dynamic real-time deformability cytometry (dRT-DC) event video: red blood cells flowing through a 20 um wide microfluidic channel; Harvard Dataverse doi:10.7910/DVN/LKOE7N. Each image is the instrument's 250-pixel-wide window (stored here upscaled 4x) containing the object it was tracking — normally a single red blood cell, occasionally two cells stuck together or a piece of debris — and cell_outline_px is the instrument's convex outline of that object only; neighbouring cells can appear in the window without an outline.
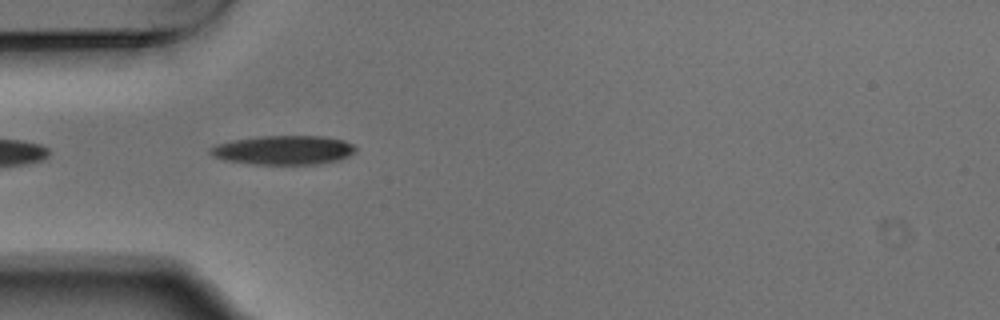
{"species": "Egyptian fruit bat (a non-hibernating species)", "species_latin": "Rousettus aegyptiacus", "temperature_condition": "warm", "stored_images_in_passage": 4, "camera_frame_rate_fps": 3000, "um_per_image_px": 0.085, "animal": {"sex": "male"}, "frame": {"image": 1, "passage_image": 2, "time_ms": 0.333, "image_size_px": [1000, 320], "cell_outline_px": [[356, 152], [340, 160], [320, 164], [252, 164], [224, 160], [212, 156], [208, 152], [208, 148], [216, 144], [232, 140], [260, 136], [324, 136], [344, 140], [352, 144], [356, 148]], "centroid_in_image_um": [24.09, 12.76], "position_along_channel_um": 60.9, "area_um2": 24.91}}
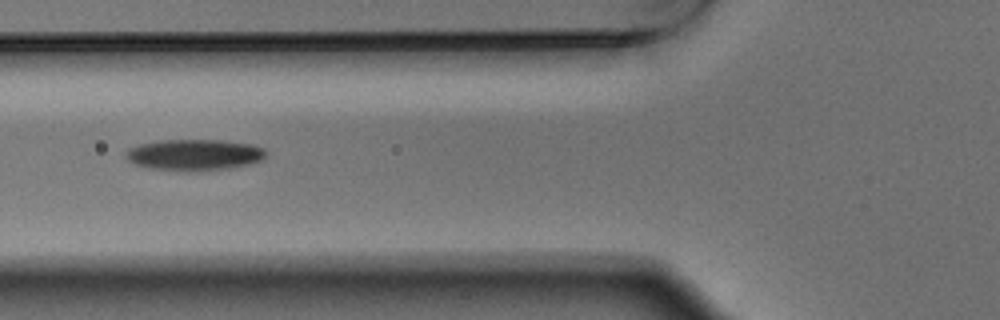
{"frame": {"image": 2, "passage_image": 3, "time_ms": 0.667, "image_size_px": [1000, 320], "cell_outline_px": [[268, 152], [264, 160], [248, 164], [228, 168], [196, 172], [188, 172], [148, 168], [136, 164], [128, 160], [124, 156], [124, 152], [128, 148], [140, 144], [160, 140], [220, 140], [252, 144], [264, 148]], "centroid_in_image_um": [16.52, 13.17], "position_along_channel_um": 109.3, "area_um2": 25.89}}
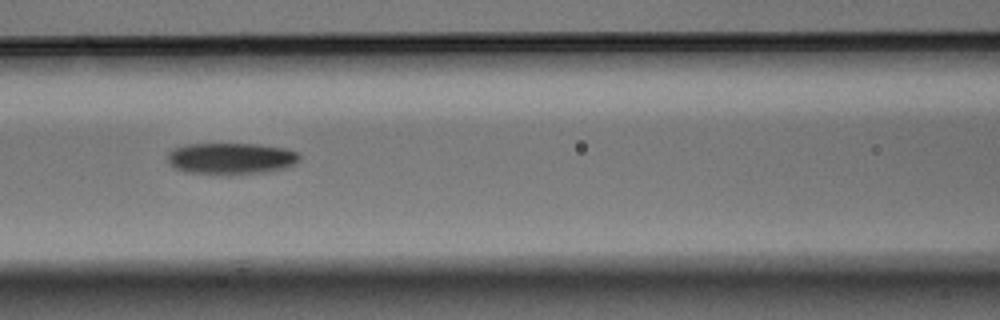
{"frame": {"image": 3, "passage_image": 4, "time_ms": 1.0, "image_size_px": [1000, 320], "cell_outline_px": [[300, 160], [296, 164], [284, 168], [268, 172], [232, 176], [224, 176], [184, 172], [176, 168], [168, 160], [168, 152], [172, 148], [188, 144], [256, 144], [288, 148], [300, 152]], "centroid_in_image_um": [19.69, 13.5], "position_along_channel_um": 146.9, "area_um2": 25.03}}